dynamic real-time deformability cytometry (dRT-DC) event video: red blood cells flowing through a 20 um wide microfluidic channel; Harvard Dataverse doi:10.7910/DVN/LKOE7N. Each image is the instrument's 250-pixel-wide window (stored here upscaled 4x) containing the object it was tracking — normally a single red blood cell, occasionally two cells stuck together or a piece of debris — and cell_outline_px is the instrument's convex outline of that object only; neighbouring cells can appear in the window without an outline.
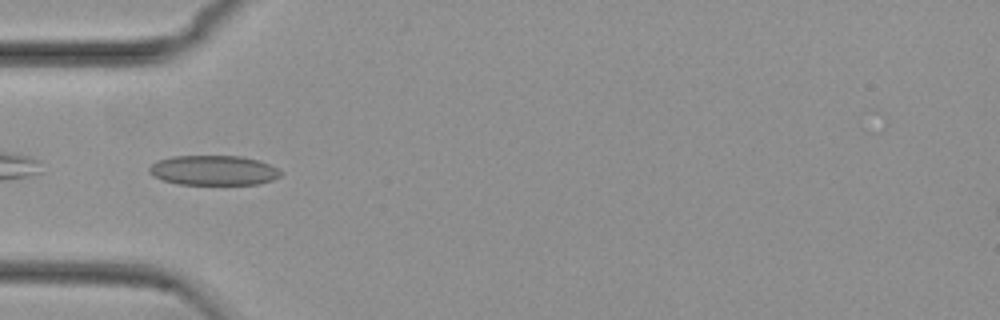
{"species": "common noctule bat (a hibernating species)", "species_latin": "Nyctalus noctula", "temperature_condition": "cold", "stored_images_in_passage": 35, "camera_frame_rate_fps": 3000, "um_per_image_px": 0.085, "animal": {"sex": "female", "body_mass_g": 29.2, "forearm_length_mm": 56.3}, "frame": {"image": 1, "passage_image": 1, "time_ms": 0.0, "image_size_px": [1000, 320], "cell_outline_px": [[284, 172], [280, 176], [272, 180], [260, 184], [176, 184], [152, 176], [148, 172], [148, 168], [156, 160], [172, 156], [240, 156], [260, 160]], "centroid_in_image_um": [18.14, 14.47], "position_along_channel_um": 66.9, "area_um2": 23.0}}
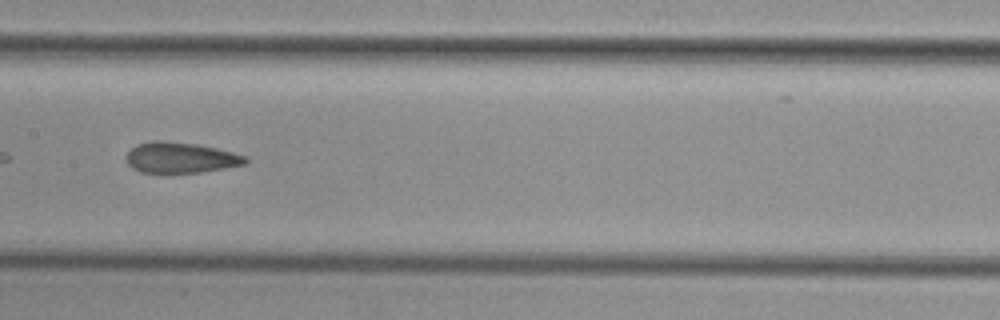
{"frame": {"image": 2, "passage_image": 11, "time_ms": 3.333, "image_size_px": [1000, 320], "cell_outline_px": [[248, 164], [200, 172], [164, 176], [160, 176], [140, 172], [132, 168], [128, 164], [124, 156], [136, 144], [152, 140], [160, 140], [196, 144], [216, 148], [248, 156]], "centroid_in_image_um": [15.3, 13.45], "position_along_channel_um": 192.1, "area_um2": 22.31}}
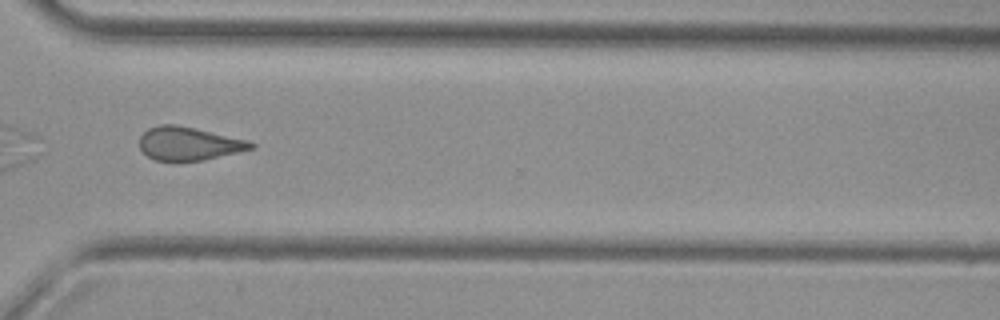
{"frame": {"image": 3, "passage_image": 24, "time_ms": 7.667, "image_size_px": [1000, 320], "cell_outline_px": [[256, 148], [204, 160], [156, 160], [148, 156], [140, 148], [140, 136], [148, 128], [160, 124], [176, 124], [248, 140], [256, 144]], "centroid_in_image_um": [16.07, 12.19], "position_along_channel_um": 354.5, "area_um2": 21.5}, "authors_computed_cell_mechanics": {"area_um2": 22.3108, "velocity_mm_per_s": 3.7538, "shape_relaxation_time_tau1_ms": null, "shape_relaxation_time_tau2_ms": 2.6062, "deformation_change_tau1": null, "deformation_change_tau2": 0.0905}}